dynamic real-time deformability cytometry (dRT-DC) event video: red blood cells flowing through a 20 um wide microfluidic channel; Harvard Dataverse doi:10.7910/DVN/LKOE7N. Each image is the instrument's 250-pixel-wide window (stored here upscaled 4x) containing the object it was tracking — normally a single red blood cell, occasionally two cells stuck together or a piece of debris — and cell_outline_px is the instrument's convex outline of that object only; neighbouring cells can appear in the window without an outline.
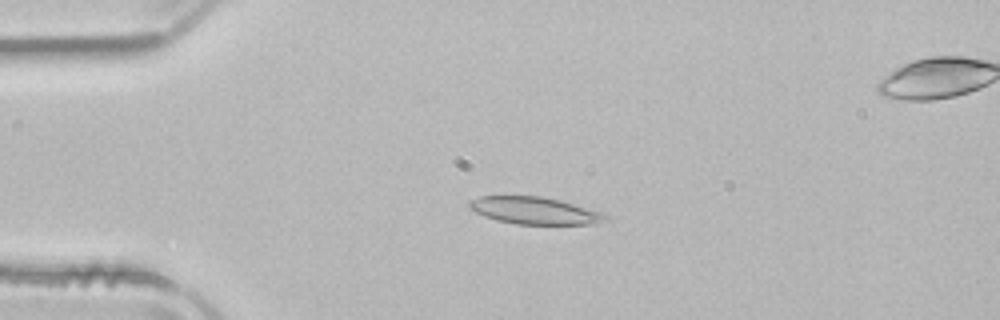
{"species": "common noctule bat (a hibernating species)", "species_latin": "Nyctalus noctula", "temperature_condition": "room temperature", "stored_images_in_passage": 51, "camera_frame_rate_fps": 3000, "um_per_image_px": 0.085, "animal": {"sex": "male", "body_mass_g": 21.5, "forearm_length_mm": 52.0}, "frame": {"image": 1, "passage_image": 11, "time_ms": 3.333, "image_size_px": [1000, 320], "cell_outline_px": [[608, 216], [592, 224], [516, 224], [496, 220], [484, 216], [476, 212], [468, 204], [472, 200], [480, 196], [540, 196], [560, 200], [604, 212]], "centroid_in_image_um": [45.43, 17.89], "position_along_channel_um": 39.6, "area_um2": 21.27}}
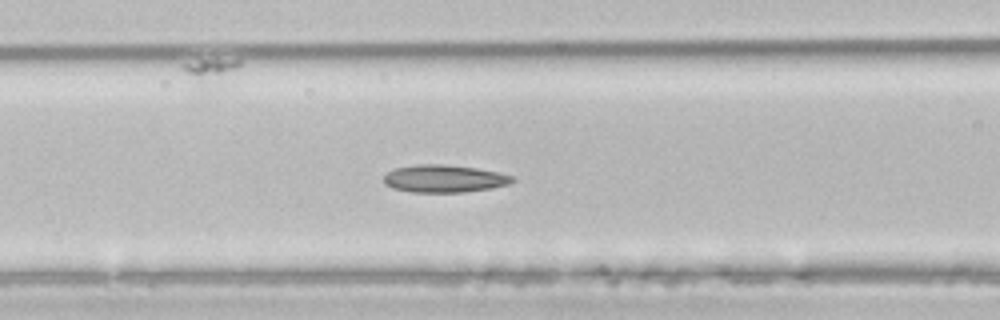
{"frame": {"image": 2, "passage_image": 20, "time_ms": 6.333, "image_size_px": [1000, 320], "cell_outline_px": [[516, 180], [508, 184], [492, 188], [464, 192], [412, 192], [392, 188], [384, 184], [384, 176], [388, 172], [396, 168], [416, 164], [440, 164], [476, 168], [496, 172], [512, 176]], "centroid_in_image_um": [37.74, 15.19], "position_along_channel_um": 128.9, "area_um2": 20.52}}
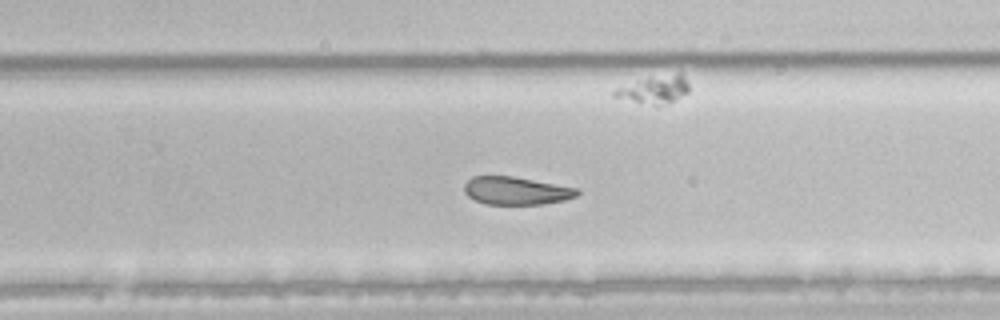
{"frame": {"image": 3, "passage_image": 32, "time_ms": 10.333, "image_size_px": [1000, 320], "cell_outline_px": [[580, 192], [576, 196], [564, 200], [540, 204], [488, 204], [476, 200], [468, 196], [464, 192], [464, 184], [472, 176], [512, 176], [580, 188]], "centroid_in_image_um": [43.89, 16.2], "position_along_channel_um": 285.9, "area_um2": 18.32}, "authors_computed_cell_mechanics": {"area_um2": 21.5594, "velocity_mm_per_s": 3.9448, "shape_relaxation_time_tau1_ms": 4.7616, "shape_relaxation_time_tau2_ms": 3.0096, "deformation_change_tau1": 0.1294, "deformation_change_tau2": 0.0925}}